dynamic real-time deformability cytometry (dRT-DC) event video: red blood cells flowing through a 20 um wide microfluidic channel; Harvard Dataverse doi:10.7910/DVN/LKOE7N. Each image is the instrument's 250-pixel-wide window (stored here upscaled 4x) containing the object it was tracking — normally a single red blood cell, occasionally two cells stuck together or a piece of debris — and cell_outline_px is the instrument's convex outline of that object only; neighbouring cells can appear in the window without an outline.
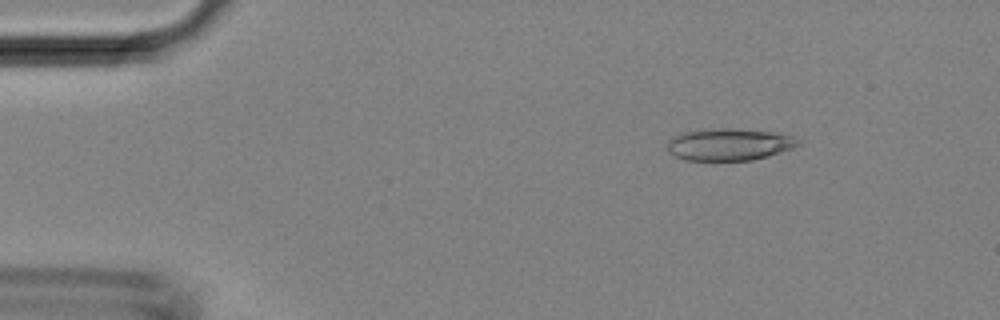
{"species": "Egyptian fruit bat (a non-hibernating species)", "species_latin": "Rousettus aegyptiacus", "temperature_condition": "room temperature", "stored_images_in_passage": 44, "camera_frame_rate_fps": 3000, "um_per_image_px": 0.085, "animal": {"sex": "female"}, "frame": {"image": 1, "passage_image": 6, "time_ms": 1.667, "image_size_px": [1000, 320], "cell_outline_px": [[804, 140], [800, 144], [792, 148], [768, 156], [752, 160], [684, 160], [668, 152], [668, 140], [672, 136], [680, 132], [712, 128], [736, 128], [780, 132]], "centroid_in_image_um": [62.01, 12.25], "position_along_channel_um": 23.0, "area_um2": 24.91}}
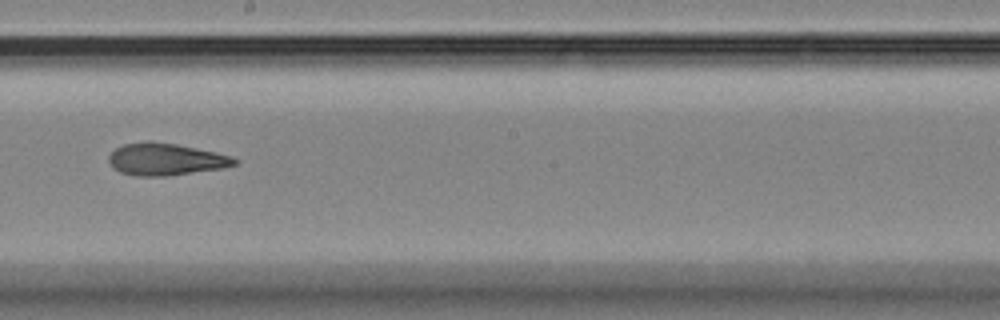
{"frame": {"image": 2, "passage_image": 25, "time_ms": 8.0, "image_size_px": [1000, 320], "cell_outline_px": [[240, 160], [236, 164], [224, 168], [168, 176], [136, 176], [120, 172], [112, 168], [108, 160], [108, 156], [116, 148], [124, 144], [148, 140], [176, 144], [216, 152], [232, 156]], "centroid_in_image_um": [14.09, 13.54], "position_along_channel_um": 234.1, "area_um2": 23.76}}
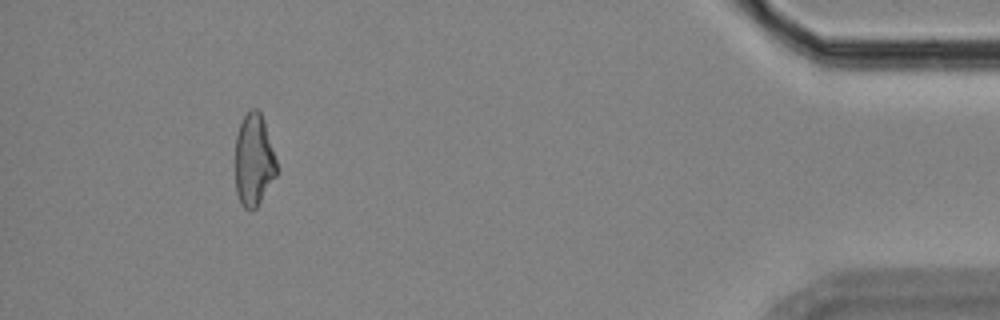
{"frame": {"image": 3, "passage_image": 41, "time_ms": 13.333, "image_size_px": [1000, 320], "cell_outline_px": [[276, 176], [256, 208], [252, 212], [244, 208], [240, 204], [236, 192], [236, 136], [240, 124], [244, 116], [252, 108], [256, 108], [260, 112], [264, 120], [276, 160]], "centroid_in_image_um": [21.56, 13.64], "position_along_channel_um": 413.6, "area_um2": 22.14}}